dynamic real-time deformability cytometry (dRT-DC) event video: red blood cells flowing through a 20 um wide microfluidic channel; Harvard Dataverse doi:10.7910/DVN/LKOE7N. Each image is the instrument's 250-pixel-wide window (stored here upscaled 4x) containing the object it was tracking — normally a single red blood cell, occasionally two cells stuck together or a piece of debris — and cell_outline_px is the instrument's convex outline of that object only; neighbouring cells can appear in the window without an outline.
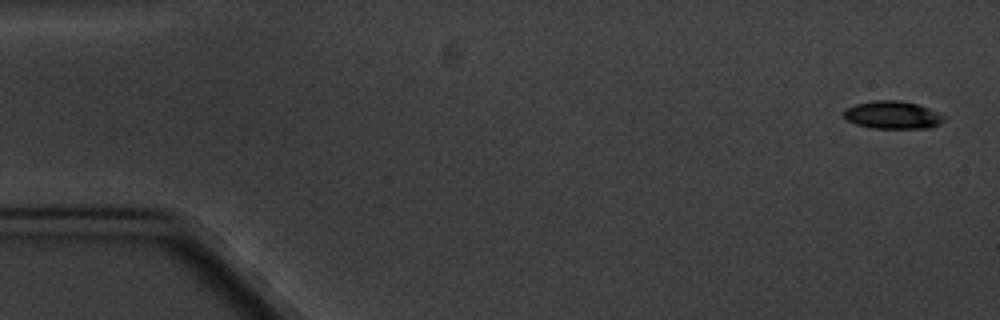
{"species": "common noctule bat (a hibernating species)", "species_latin": "Nyctalus noctula", "temperature_condition": "cold", "stored_images_in_passage": 5, "camera_frame_rate_fps": 3000, "um_per_image_px": 0.085, "animal": {"sex": "male", "body_mass_g": 20.1, "forearm_length_mm": 53.5}, "frame": {"image": 1, "passage_image": 1, "time_ms": 0.0, "image_size_px": [1000, 320], "cell_outline_px": [[944, 120], [940, 124], [932, 128], [872, 128], [856, 124], [848, 120], [844, 116], [844, 108], [856, 104], [876, 100], [900, 100], [916, 104], [928, 108], [944, 116]], "centroid_in_image_um": [75.87, 9.77], "position_along_channel_um": 9.1, "area_um2": 16.13}}